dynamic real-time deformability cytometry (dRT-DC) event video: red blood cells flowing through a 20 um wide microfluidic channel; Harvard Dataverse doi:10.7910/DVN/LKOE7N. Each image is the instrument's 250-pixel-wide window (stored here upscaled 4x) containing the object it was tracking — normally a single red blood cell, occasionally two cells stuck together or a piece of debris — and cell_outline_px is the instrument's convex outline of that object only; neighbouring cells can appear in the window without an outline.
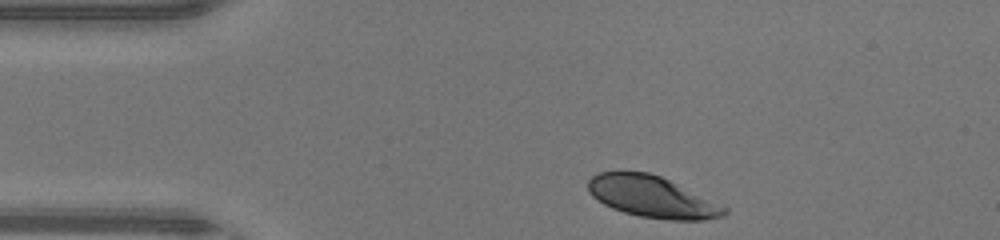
{"species": "human", "species_latin": "Homo sapiens", "temperature_condition": "warm", "stored_images_in_passage": 31, "camera_frame_rate_fps": 3000, "um_per_image_px": 0.085, "donor": {"sex": "male"}, "frame": {"image": 1, "passage_image": 1, "time_ms": 0.0, "image_size_px": [1000, 240], "cell_outline_px": [[728, 212], [724, 216], [704, 220], [672, 220], [640, 216], [624, 212], [612, 208], [604, 204], [592, 196], [588, 192], [588, 180], [592, 176], [600, 172], [648, 172], [660, 176], [728, 208]], "centroid_in_image_um": [55.41, 16.74], "position_along_channel_um": 29.6, "area_um2": 32.48}}
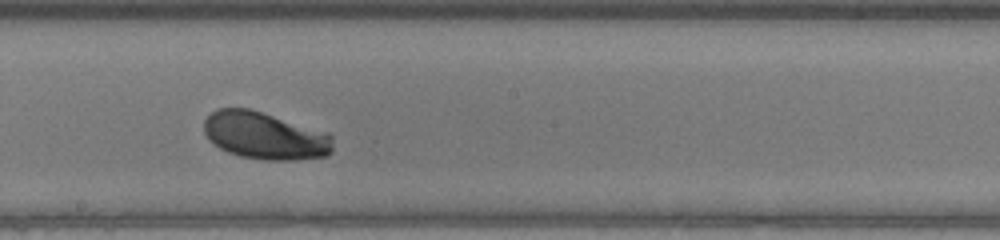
{"frame": {"image": 2, "passage_image": 18, "time_ms": 5.667, "image_size_px": [1000, 240], "cell_outline_px": [[332, 152], [328, 156], [292, 160], [264, 160], [240, 156], [228, 152], [220, 148], [208, 140], [204, 132], [204, 120], [216, 108], [248, 108], [328, 132], [332, 136]], "centroid_in_image_um": [22.51, 11.54], "position_along_channel_um": 225.7, "area_um2": 35.66}}
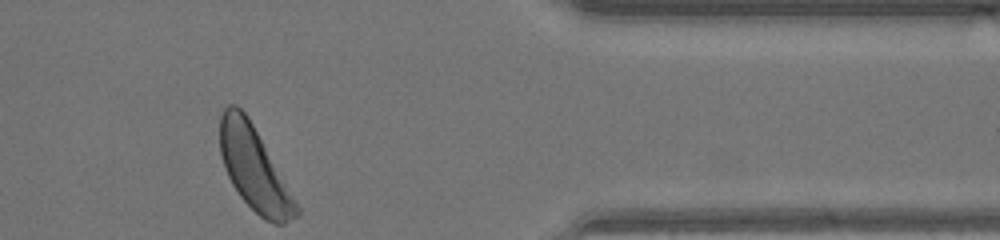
{"frame": {"image": 3, "passage_image": 31, "time_ms": 10.0, "image_size_px": [1000, 240], "cell_outline_px": [[300, 212], [296, 216], [284, 224], [276, 224], [264, 220], [240, 196], [232, 184], [224, 168], [220, 152], [220, 116], [224, 108], [228, 104], [236, 104], [248, 116], [300, 208]], "centroid_in_image_um": [21.59, 14.33], "position_along_channel_um": 389.8, "area_um2": 36.59}, "authors_computed_cell_mechanics": {"area_um2": 34.9112, "velocity_mm_per_s": 4.397, "shape_relaxation_time_tau1_ms": 3.0619, "shape_relaxation_time_tau2_ms": null, "deformation_change_tau1": 0.1599, "deformation_change_tau2": null}}